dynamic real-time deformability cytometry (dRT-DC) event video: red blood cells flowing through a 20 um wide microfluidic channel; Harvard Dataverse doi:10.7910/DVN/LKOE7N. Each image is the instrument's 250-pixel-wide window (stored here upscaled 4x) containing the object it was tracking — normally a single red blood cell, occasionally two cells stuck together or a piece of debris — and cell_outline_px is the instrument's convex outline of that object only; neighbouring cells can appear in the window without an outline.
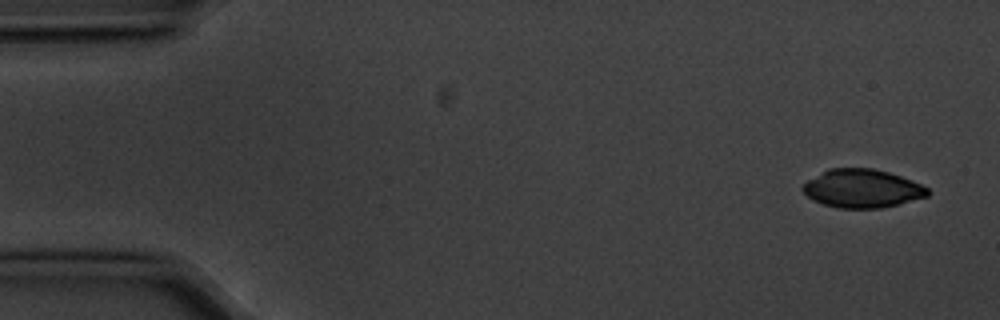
{"species": "common noctule bat (a hibernating species)", "species_latin": "Nyctalus noctula", "temperature_condition": "cold", "stored_images_in_passage": 5, "camera_frame_rate_fps": 3000, "um_per_image_px": 0.085, "animal": {"sex": "male", "body_mass_g": 20.1, "forearm_length_mm": 53.5}, "frame": {"image": 1, "passage_image": 1, "time_ms": 0.0, "image_size_px": [1000, 320], "cell_outline_px": [[928, 196], [880, 208], [840, 208], [824, 204], [812, 200], [800, 188], [808, 180], [828, 168], [872, 168], [888, 172], [912, 180], [928, 188]], "centroid_in_image_um": [73.26, 16.01], "position_along_channel_um": 11.7, "area_um2": 27.69}}